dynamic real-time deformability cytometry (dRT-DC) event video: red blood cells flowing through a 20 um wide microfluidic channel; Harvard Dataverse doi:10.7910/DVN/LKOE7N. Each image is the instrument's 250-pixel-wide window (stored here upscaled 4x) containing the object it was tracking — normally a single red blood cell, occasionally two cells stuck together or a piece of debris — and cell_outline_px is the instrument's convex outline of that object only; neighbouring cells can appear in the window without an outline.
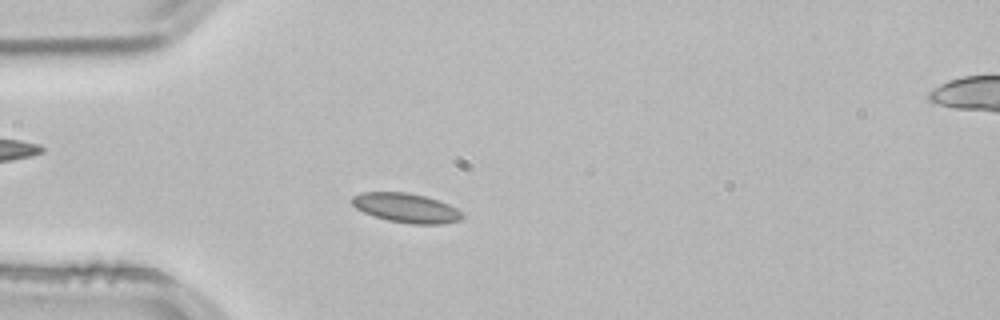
{"species": "common noctule bat (a hibernating species)", "species_latin": "Nyctalus noctula", "temperature_condition": "room temperature", "stored_images_in_passage": 51, "camera_frame_rate_fps": 3000, "um_per_image_px": 0.085, "animal": {"sex": "male", "body_mass_g": 21.5, "forearm_length_mm": 52.0}, "frame": {"image": 1, "passage_image": 12, "time_ms": 3.667, "image_size_px": [1000, 320], "cell_outline_px": [[464, 216], [460, 220], [444, 224], [412, 224], [388, 220], [372, 216], [356, 208], [352, 204], [352, 196], [360, 192], [408, 192], [424, 196], [448, 204], [464, 212]], "centroid_in_image_um": [34.53, 17.68], "position_along_channel_um": 50.5, "area_um2": 18.96}}
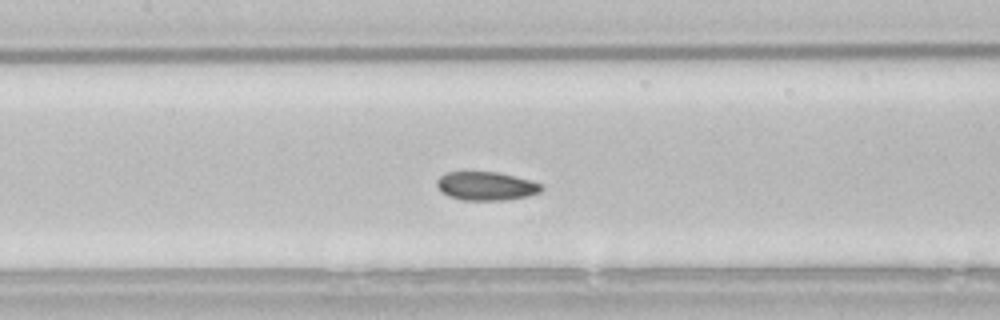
{"frame": {"image": 2, "passage_image": 22, "time_ms": 7.0, "image_size_px": [1000, 320], "cell_outline_px": [[544, 188], [540, 192], [528, 196], [504, 200], [464, 200], [448, 196], [440, 192], [436, 184], [436, 180], [440, 176], [448, 172], [496, 172], [532, 180], [540, 184]], "centroid_in_image_um": [41.31, 15.82], "position_along_channel_um": 166.1, "area_um2": 17.46}}
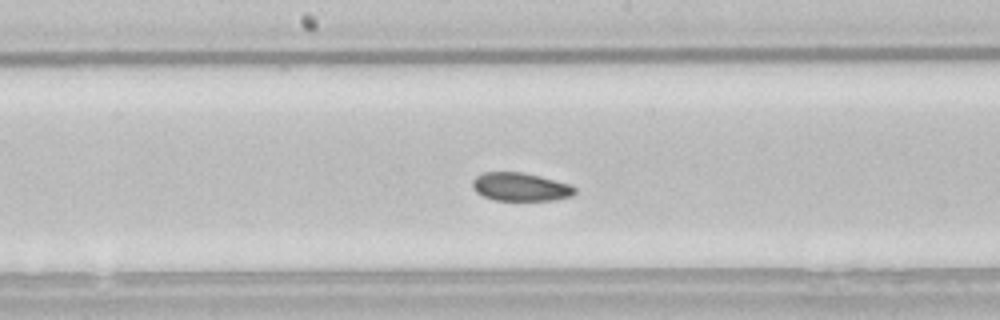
{"frame": {"image": 3, "passage_image": 25, "time_ms": 8.0, "image_size_px": [1000, 320], "cell_outline_px": [[576, 192], [572, 196], [552, 200], [496, 200], [484, 196], [476, 192], [472, 188], [472, 180], [476, 176], [484, 172], [520, 172], [540, 176], [572, 184], [576, 188]], "centroid_in_image_um": [44.25, 15.88], "position_along_channel_um": 203.9, "area_um2": 16.94}, "authors_computed_cell_mechanics": {"area_um2": 17.918, "velocity_mm_per_s": 3.793, "shape_relaxation_time_tau1_ms": 6.4365, "shape_relaxation_time_tau2_ms": 5.6424, "deformation_change_tau1": 0.0628, "deformation_change_tau2": 0.0727}}